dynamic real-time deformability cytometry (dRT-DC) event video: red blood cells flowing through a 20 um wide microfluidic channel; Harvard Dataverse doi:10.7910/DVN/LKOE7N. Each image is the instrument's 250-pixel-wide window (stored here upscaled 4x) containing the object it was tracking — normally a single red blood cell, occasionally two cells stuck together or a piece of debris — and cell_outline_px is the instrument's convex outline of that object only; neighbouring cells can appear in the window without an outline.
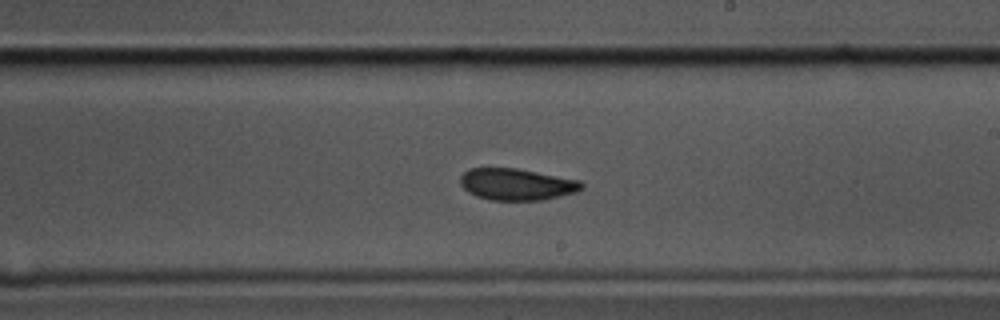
{"species": "common noctule bat (a hibernating species)", "species_latin": "Nyctalus noctula", "temperature_condition": "cold", "stored_images_in_passage": 58, "camera_frame_rate_fps": 3000, "um_per_image_px": 0.085, "animal": {"sex": "male", "body_mass_g": 17.5, "forearm_length_mm": 52.3}, "frame": {"image": 1, "passage_image": 34, "time_ms": 11.0, "image_size_px": [1000, 320], "cell_outline_px": [[584, 188], [576, 192], [544, 200], [492, 200], [476, 196], [468, 192], [460, 184], [460, 176], [468, 168], [516, 168], [580, 180], [584, 184]], "centroid_in_image_um": [43.92, 15.67], "position_along_channel_um": 245.1, "area_um2": 22.48}}
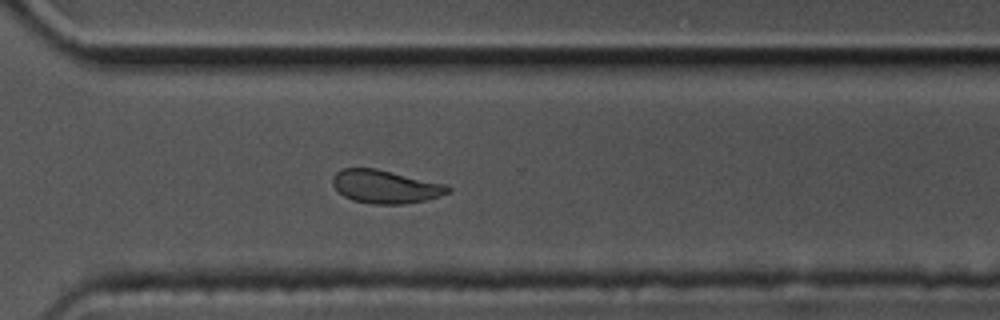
{"frame": {"image": 2, "passage_image": 42, "time_ms": 13.667, "image_size_px": [1000, 320], "cell_outline_px": [[452, 188], [448, 192], [440, 196], [424, 200], [404, 204], [372, 204], [352, 200], [344, 196], [332, 184], [332, 176], [340, 168], [376, 168], [448, 184]], "centroid_in_image_um": [32.76, 15.85], "position_along_channel_um": 337.8, "area_um2": 22.48}}
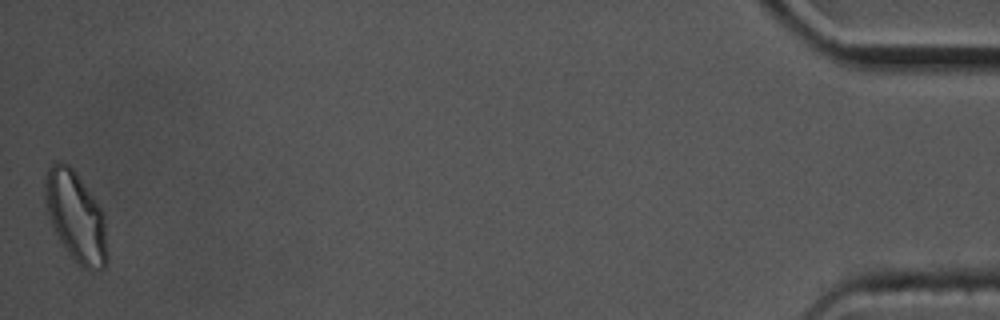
{"frame": {"image": 3, "passage_image": 58, "time_ms": 19.0, "image_size_px": [1000, 320], "cell_outline_px": [[108, 260], [104, 268], [92, 272], [84, 268], [68, 252], [60, 240], [52, 224], [44, 200], [44, 180], [48, 168], [52, 160], [60, 160], [68, 164], [76, 172], [96, 200], [104, 212], [108, 252]], "centroid_in_image_um": [6.46, 18.38], "position_along_channel_um": 428.7, "area_um2": 33.0}, "authors_computed_cell_mechanics": {"area_um2": 23.0622, "velocity_mm_per_s": 3.4748, "shape_relaxation_time_tau1_ms": 4.2587, "shape_relaxation_time_tau2_ms": 2.8791, "deformation_change_tau1": 0.1023, "deformation_change_tau2": 0.0836}}